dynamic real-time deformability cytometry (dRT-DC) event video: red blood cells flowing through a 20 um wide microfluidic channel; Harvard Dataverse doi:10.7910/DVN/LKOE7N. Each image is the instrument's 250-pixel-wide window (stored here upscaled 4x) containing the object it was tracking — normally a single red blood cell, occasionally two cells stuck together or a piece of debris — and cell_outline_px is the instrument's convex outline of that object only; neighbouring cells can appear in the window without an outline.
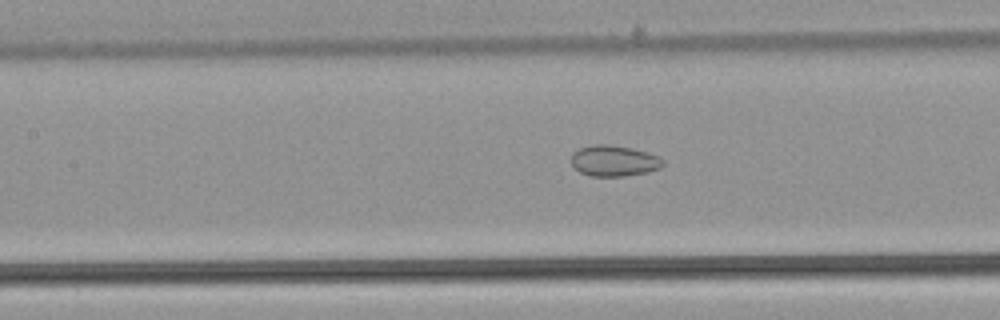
{"species": "common noctule bat (a hibernating species)", "species_latin": "Nyctalus noctula", "temperature_condition": "warm", "stored_images_in_passage": 48, "camera_frame_rate_fps": 3000, "um_per_image_px": 0.085, "animal": {"sex": "male", "body_mass_g": 21.5, "forearm_length_mm": 52.0}, "frame": {"image": 1, "passage_image": 20, "time_ms": 6.333, "image_size_px": [1000, 320], "cell_outline_px": [[664, 164], [660, 168], [648, 172], [624, 176], [592, 176], [580, 172], [572, 164], [572, 152], [580, 148], [592, 144], [608, 144], [632, 148], [648, 152], [664, 160]], "centroid_in_image_um": [52.2, 13.66], "position_along_channel_um": 155.2, "area_um2": 16.53}}
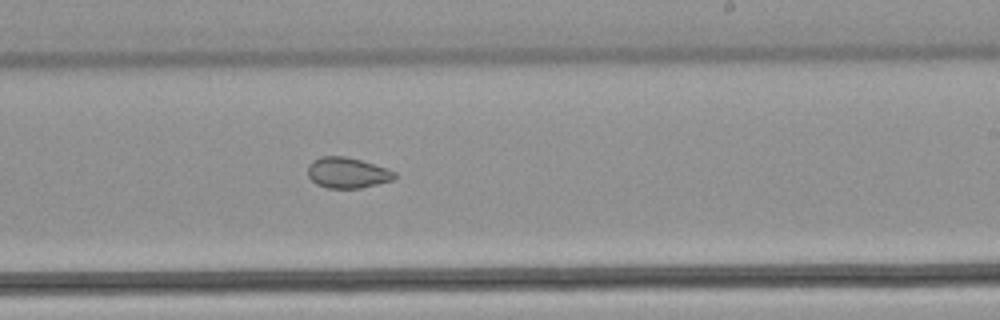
{"frame": {"image": 2, "passage_image": 28, "time_ms": 9.0, "image_size_px": [1000, 320], "cell_outline_px": [[396, 176], [392, 180], [360, 188], [328, 188], [316, 184], [308, 176], [308, 164], [312, 160], [320, 156], [344, 156], [360, 160], [388, 168], [396, 172]], "centroid_in_image_um": [29.51, 14.67], "position_along_channel_um": 259.5, "area_um2": 15.55}}
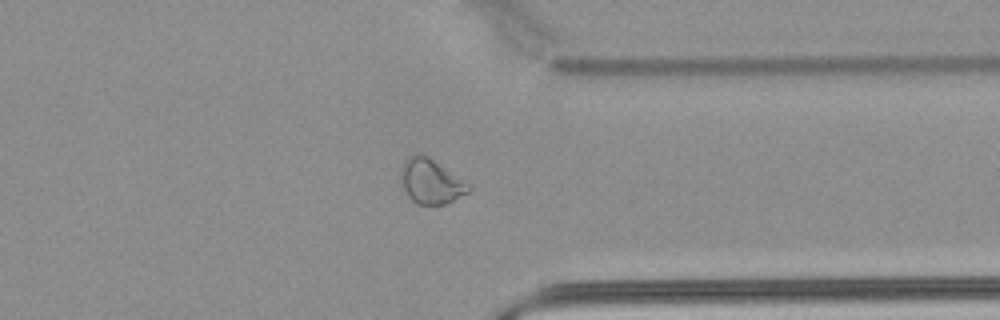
{"frame": {"image": 3, "passage_image": 37, "time_ms": 12.0, "image_size_px": [1000, 320], "cell_outline_px": [[472, 188], [468, 192], [448, 204], [416, 204], [408, 196], [404, 188], [400, 172], [400, 168], [416, 152], [420, 152], [428, 156], [468, 184]], "centroid_in_image_um": [36.62, 15.43], "position_along_channel_um": 374.8, "area_um2": 17.28}, "authors_computed_cell_mechanics": {"area_um2": 19.1896, "velocity_mm_per_s": 3.9205, "shape_relaxation_time_tau1_ms": null, "shape_relaxation_time_tau2_ms": 2.7079, "deformation_change_tau1": null, "deformation_change_tau2": 0.0785}}